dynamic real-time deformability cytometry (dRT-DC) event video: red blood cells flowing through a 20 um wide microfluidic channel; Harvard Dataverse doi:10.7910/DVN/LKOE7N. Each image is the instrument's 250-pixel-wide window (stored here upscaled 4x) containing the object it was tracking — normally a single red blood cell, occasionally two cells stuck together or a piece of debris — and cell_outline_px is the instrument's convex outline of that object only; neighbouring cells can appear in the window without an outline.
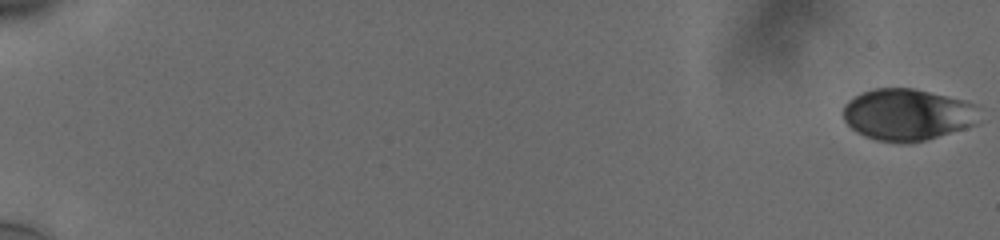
{"species": "human", "species_latin": "Homo sapiens", "temperature_condition": "cold", "stored_images_in_passage": 58, "camera_frame_rate_fps": 3000, "um_per_image_px": 0.085, "donor": {"sex": "male"}, "frame": {"image": 1, "passage_image": 1, "time_ms": 0.0, "image_size_px": [1000, 240], "cell_outline_px": [[976, 124], [964, 128], [924, 140], [904, 144], [876, 140], [864, 136], [856, 132], [844, 120], [844, 104], [848, 100], [860, 92], [876, 88], [912, 88], [964, 100], [976, 104]], "centroid_in_image_um": [77.08, 9.74], "position_along_channel_um": 7.9, "area_um2": 40.81}}
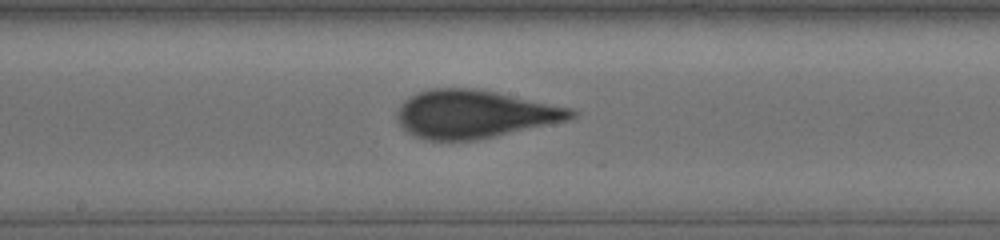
{"frame": {"image": 2, "passage_image": 34, "time_ms": 11.0, "image_size_px": [1000, 240], "cell_outline_px": [[580, 112], [576, 116], [568, 120], [476, 140], [428, 140], [416, 136], [408, 132], [400, 124], [396, 116], [396, 112], [404, 100], [420, 92], [432, 88], [476, 88], [496, 92], [572, 108]], "centroid_in_image_um": [40.34, 9.69], "position_along_channel_um": 207.9, "area_um2": 48.38}}
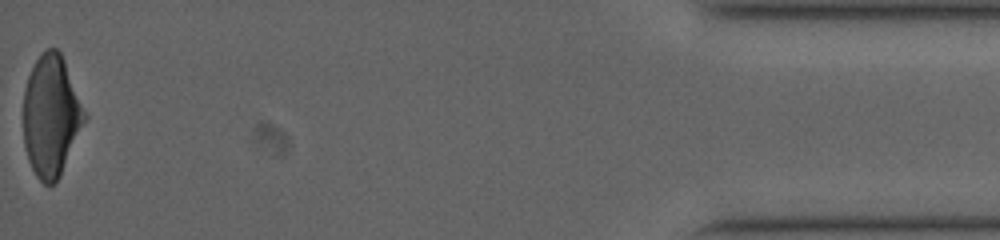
{"frame": {"image": 3, "passage_image": 58, "time_ms": 19.0, "image_size_px": [1000, 240], "cell_outline_px": [[88, 116], [60, 176], [52, 184], [44, 184], [36, 176], [28, 160], [24, 148], [24, 88], [28, 76], [36, 60], [48, 48], [56, 48], [60, 52], [64, 60]], "centroid_in_image_um": [4.35, 9.86], "position_along_channel_um": 430.8, "area_um2": 43.06}, "authors_computed_cell_mechanics": {"area_um2": 45.1418, "velocity_mm_per_s": 3.7748, "shape_relaxation_time_tau1_ms": 6.7665, "shape_relaxation_time_tau2_ms": null, "deformation_change_tau1": 0.1702, "deformation_change_tau2": null}}